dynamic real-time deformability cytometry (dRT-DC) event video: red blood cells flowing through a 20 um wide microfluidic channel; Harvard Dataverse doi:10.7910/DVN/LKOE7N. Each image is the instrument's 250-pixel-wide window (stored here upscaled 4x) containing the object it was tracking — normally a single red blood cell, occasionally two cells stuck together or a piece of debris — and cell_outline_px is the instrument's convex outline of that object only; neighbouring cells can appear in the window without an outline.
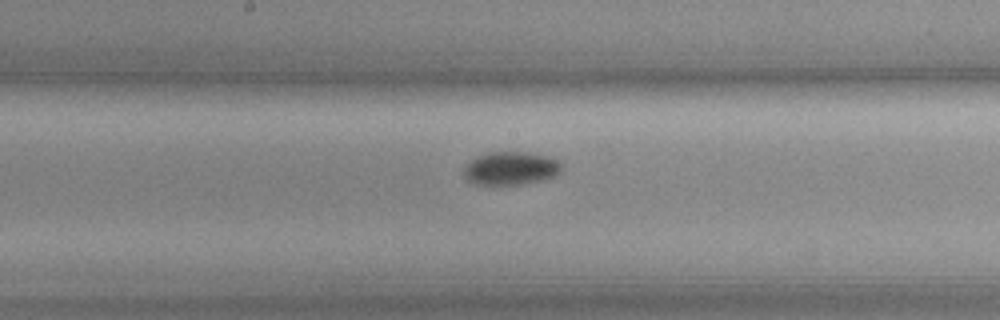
{"species": "common noctule bat (a hibernating species)", "species_latin": "Nyctalus noctula", "temperature_condition": "cold", "stored_images_in_passage": 40, "camera_frame_rate_fps": 3000, "um_per_image_px": 0.085, "animal": {"sex": "female", "body_mass_g": 19.3, "forearm_length_mm": 54.1}, "frame": {"image": 1, "passage_image": 18, "time_ms": 5.667, "image_size_px": [1000, 320], "cell_outline_px": [[560, 172], [552, 176], [540, 180], [520, 184], [472, 184], [464, 180], [464, 168], [476, 156], [488, 152], [528, 152], [548, 156], [556, 160], [560, 164]], "centroid_in_image_um": [43.35, 14.3], "position_along_channel_um": 204.8, "area_um2": 18.73}}
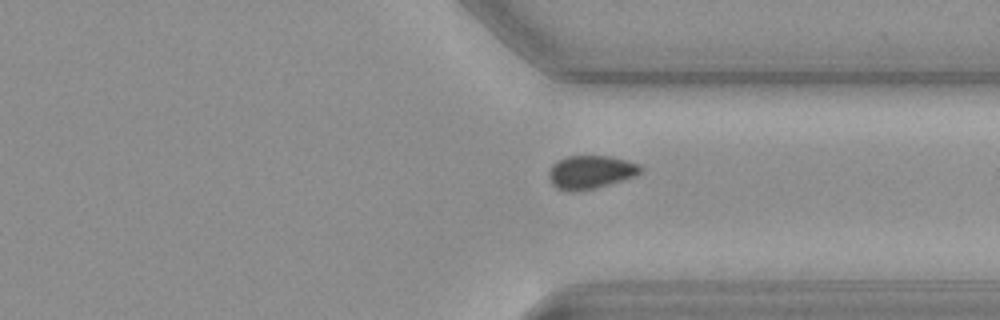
{"frame": {"image": 2, "passage_image": 31, "time_ms": 10.0, "image_size_px": [1000, 320], "cell_outline_px": [[640, 172], [636, 176], [592, 188], [556, 188], [552, 184], [548, 176], [548, 172], [552, 164], [568, 156], [608, 156], [640, 164]], "centroid_in_image_um": [50.2, 14.58], "position_along_channel_um": 361.2, "area_um2": 16.94}}
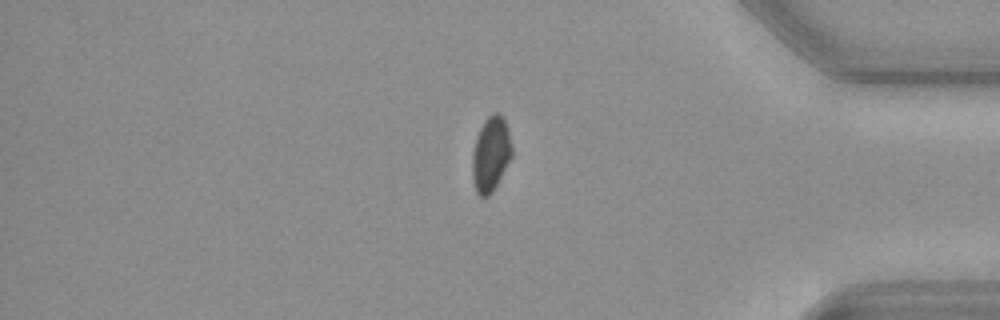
{"frame": {"image": 3, "passage_image": 36, "time_ms": 11.667, "image_size_px": [1000, 320], "cell_outline_px": [[512, 156], [492, 192], [488, 196], [480, 196], [476, 192], [472, 180], [472, 152], [476, 136], [484, 120], [492, 112], [496, 112], [504, 116], [508, 128], [512, 148]], "centroid_in_image_um": [41.71, 13.06], "position_along_channel_um": 393.5, "area_um2": 17.46}}